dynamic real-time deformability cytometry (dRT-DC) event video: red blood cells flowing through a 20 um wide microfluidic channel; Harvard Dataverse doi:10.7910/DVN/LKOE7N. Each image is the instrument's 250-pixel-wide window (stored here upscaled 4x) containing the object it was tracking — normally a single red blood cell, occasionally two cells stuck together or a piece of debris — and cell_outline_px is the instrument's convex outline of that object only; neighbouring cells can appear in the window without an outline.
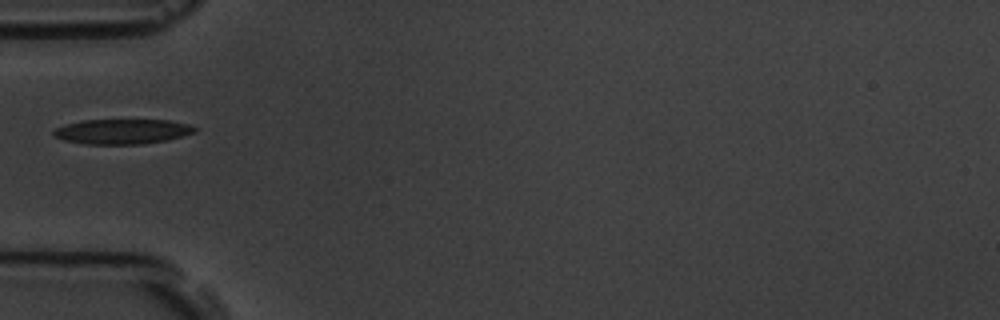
{"species": "common noctule bat (a hibernating species)", "species_latin": "Nyctalus noctula", "temperature_condition": "room temperature", "stored_images_in_passage": 1, "camera_frame_rate_fps": 3000, "um_per_image_px": 0.085, "animal": {"sex": "male", "body_mass_g": 19.5, "forearm_length_mm": 54.6}, "frame": {"image": 1, "passage_image": 1, "time_ms": 0.0, "image_size_px": [1000, 320], "cell_outline_px": [[196, 132], [164, 140], [140, 144], [84, 144], [64, 140], [52, 136], [52, 132], [56, 128], [64, 124], [80, 120], [168, 120], [188, 124], [196, 128]], "centroid_in_image_um": [10.31, 11.17], "position_along_channel_um": 74.7, "area_um2": 20.46}}